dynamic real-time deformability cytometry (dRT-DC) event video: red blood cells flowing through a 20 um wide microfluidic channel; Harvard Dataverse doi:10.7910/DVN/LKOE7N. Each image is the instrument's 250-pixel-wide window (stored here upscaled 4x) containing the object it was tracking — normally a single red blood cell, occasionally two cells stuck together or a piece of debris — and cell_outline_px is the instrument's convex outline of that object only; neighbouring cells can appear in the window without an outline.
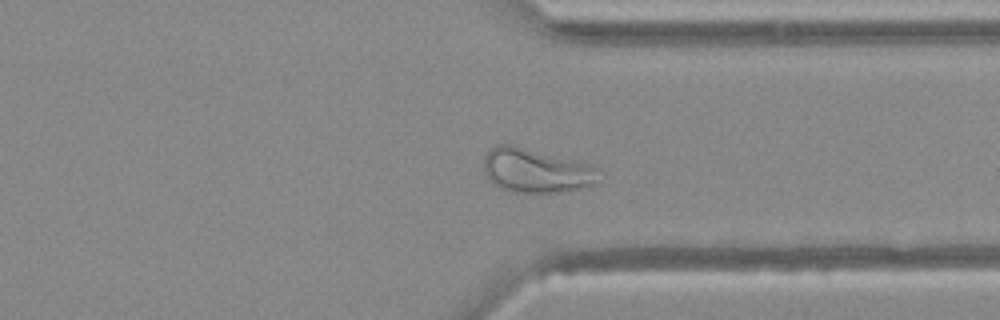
{"species": "Egyptian fruit bat (a non-hibernating species)", "species_latin": "Rousettus aegyptiacus", "temperature_condition": "warm", "stored_images_in_passage": 46, "camera_frame_rate_fps": 3000, "um_per_image_px": 0.085, "animal": {"sex": "female"}, "frame": {"image": 1, "passage_image": 35, "time_ms": 11.333, "image_size_px": [1000, 320], "cell_outline_px": [[600, 184], [580, 188], [556, 192], [508, 192], [500, 188], [488, 176], [484, 168], [484, 156], [496, 144], [512, 144], [592, 164], [600, 168]], "centroid_in_image_um": [45.65, 14.49], "position_along_channel_um": 365.8, "area_um2": 29.88}}
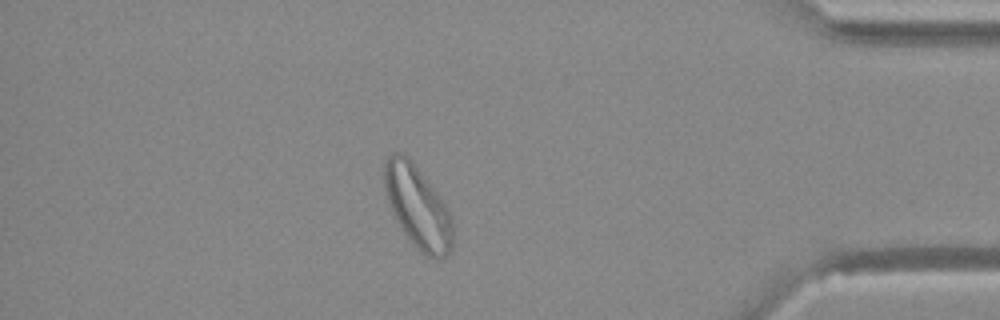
{"frame": {"image": 2, "passage_image": 40, "time_ms": 13.0, "image_size_px": [1000, 320], "cell_outline_px": [[452, 252], [448, 256], [440, 260], [436, 260], [428, 256], [404, 232], [396, 220], [392, 212], [384, 188], [384, 160], [392, 152], [404, 152], [412, 160], [444, 204], [452, 220]], "centroid_in_image_um": [35.49, 17.56], "position_along_channel_um": 399.7, "area_um2": 32.31}}